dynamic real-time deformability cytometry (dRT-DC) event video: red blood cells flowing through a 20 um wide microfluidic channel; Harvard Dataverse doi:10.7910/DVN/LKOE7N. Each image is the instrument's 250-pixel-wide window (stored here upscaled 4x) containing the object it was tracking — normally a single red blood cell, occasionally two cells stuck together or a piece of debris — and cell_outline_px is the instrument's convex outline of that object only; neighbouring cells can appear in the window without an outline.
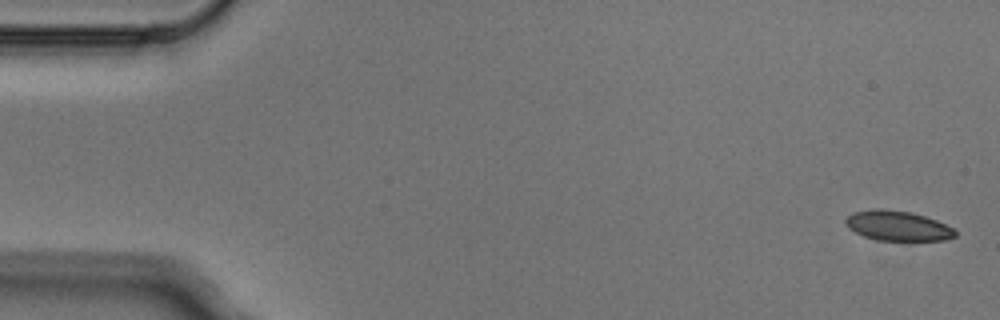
{"species": "Egyptian fruit bat (a non-hibernating species)", "species_latin": "Rousettus aegyptiacus", "temperature_condition": "cold", "stored_images_in_passage": 5, "camera_frame_rate_fps": 3000, "um_per_image_px": 0.085, "animal": {"sex": "male"}, "frame": {"image": 1, "passage_image": 1, "time_ms": 0.0, "image_size_px": [1000, 320], "cell_outline_px": [[956, 236], [944, 240], [876, 240], [864, 236], [848, 228], [844, 220], [852, 212], [872, 208], [884, 208], [912, 212], [936, 220], [952, 228], [956, 232]], "centroid_in_image_um": [76.26, 19.17], "position_along_channel_um": 8.7, "area_um2": 19.13}}
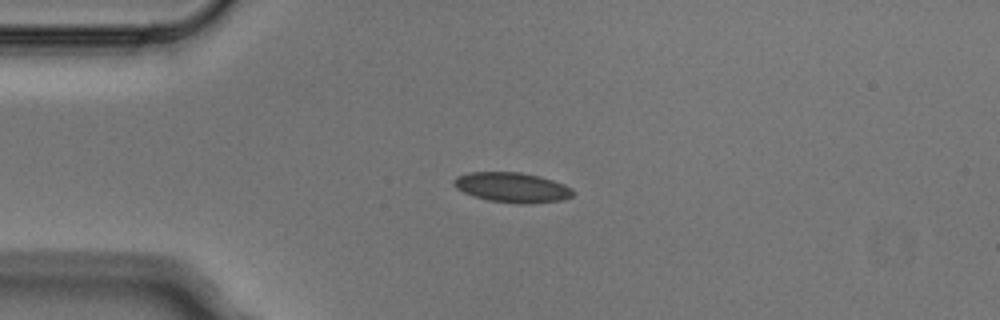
{"frame": {"image": 2, "passage_image": 4, "time_ms": 1.0, "image_size_px": [1000, 320], "cell_outline_px": [[576, 192], [572, 196], [564, 200], [528, 204], [516, 204], [488, 200], [472, 196], [456, 188], [452, 184], [452, 180], [456, 176], [468, 172], [520, 172], [540, 176], [564, 184], [572, 188]], "centroid_in_image_um": [43.53, 15.93], "position_along_channel_um": 41.5, "area_um2": 21.15}}